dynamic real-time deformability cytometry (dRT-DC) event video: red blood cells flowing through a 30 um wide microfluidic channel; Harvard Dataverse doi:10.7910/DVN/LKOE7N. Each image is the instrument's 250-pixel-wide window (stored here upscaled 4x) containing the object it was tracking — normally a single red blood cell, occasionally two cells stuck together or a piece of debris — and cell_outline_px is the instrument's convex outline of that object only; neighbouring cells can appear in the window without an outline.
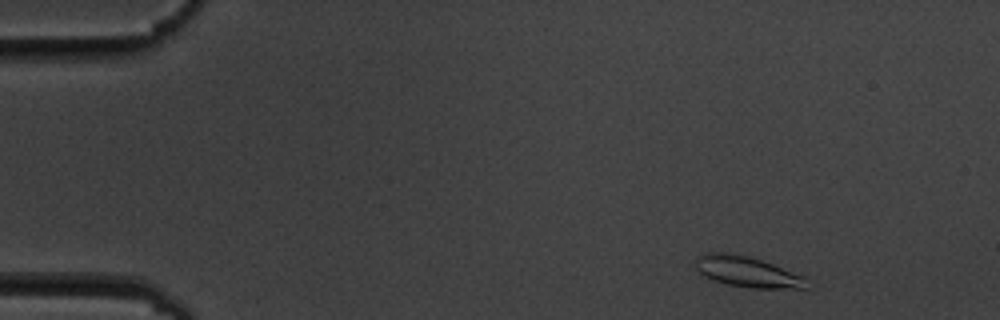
{"species": "common noctule bat (a hibernating species)", "species_latin": "Nyctalus noctula", "temperature_condition": "cold", "stored_images_in_passage": 5, "camera_frame_rate_fps": 3000, "um_per_image_px": 0.085, "animal": {"sex": "male", "body_mass_g": 19.5, "forearm_length_mm": 54.6}, "frame": {"image": 1, "passage_image": 1, "time_ms": 0.0, "image_size_px": [1000, 320], "cell_outline_px": [[808, 288], [752, 288], [728, 284], [712, 280], [704, 276], [692, 264], [696, 256], [712, 252], [724, 252], [748, 256], [772, 264], [804, 276]], "centroid_in_image_um": [63.45, 23.09], "position_along_channel_um": 21.6, "area_um2": 19.77}}
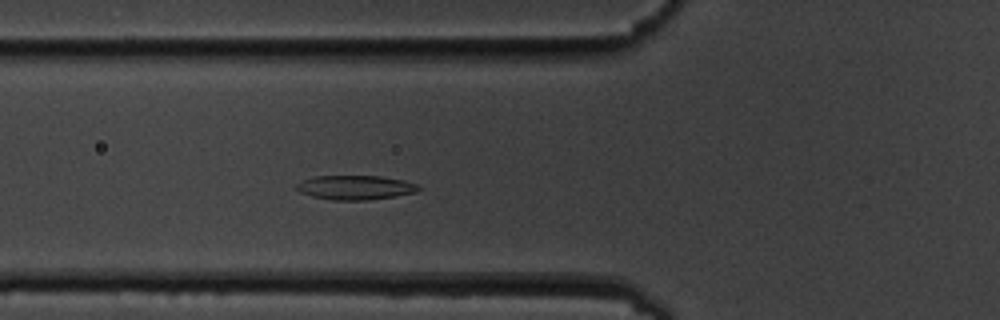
{"frame": {"image": 2, "passage_image": 5, "time_ms": 4.667, "image_size_px": [1000, 320], "cell_outline_px": [[420, 188], [416, 192], [396, 196], [368, 200], [332, 200], [312, 196], [300, 192], [296, 188], [296, 184], [300, 180], [312, 176], [380, 176], [404, 180], [416, 184]], "centroid_in_image_um": [30.17, 15.93], "position_along_channel_um": 95.6, "area_um2": 17.34}}